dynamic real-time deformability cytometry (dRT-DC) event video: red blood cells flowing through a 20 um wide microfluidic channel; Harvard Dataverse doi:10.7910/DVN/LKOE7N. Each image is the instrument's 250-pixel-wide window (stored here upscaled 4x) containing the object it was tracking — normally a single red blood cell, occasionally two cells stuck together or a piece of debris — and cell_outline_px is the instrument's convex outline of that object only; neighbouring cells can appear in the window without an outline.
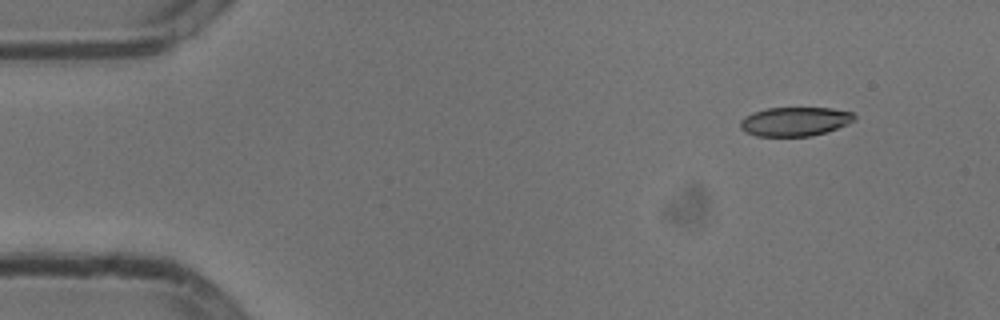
{"species": "common noctule bat (a hibernating species)", "species_latin": "Nyctalus noctula", "temperature_condition": "cold", "stored_images_in_passage": 11, "camera_frame_rate_fps": 3000, "um_per_image_px": 0.085, "animal": {"sex": "male", "body_mass_g": 13.3}, "frame": {"image": 1, "passage_image": 1, "time_ms": 0.0, "image_size_px": [1000, 320], "cell_outline_px": [[856, 120], [848, 124], [812, 136], [756, 136], [744, 132], [740, 128], [740, 120], [744, 116], [752, 112], [768, 108], [832, 108], [852, 112], [856, 116]], "centroid_in_image_um": [67.55, 10.32], "position_along_channel_um": 17.5, "area_um2": 19.42}}
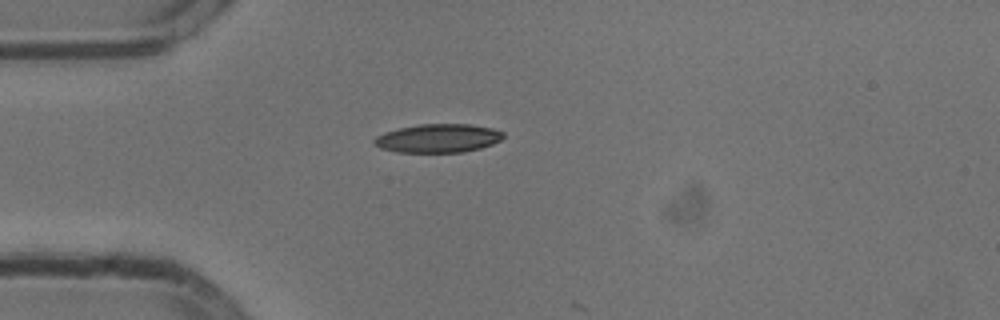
{"frame": {"image": 2, "passage_image": 10, "time_ms": 3.0, "image_size_px": [1000, 320], "cell_outline_px": [[504, 136], [500, 140], [492, 144], [480, 148], [464, 152], [396, 152], [380, 148], [372, 140], [376, 136], [384, 132], [400, 128], [420, 124], [472, 124], [492, 128], [504, 132]], "centroid_in_image_um": [37.24, 11.75], "position_along_channel_um": 47.8, "area_um2": 21.5}}